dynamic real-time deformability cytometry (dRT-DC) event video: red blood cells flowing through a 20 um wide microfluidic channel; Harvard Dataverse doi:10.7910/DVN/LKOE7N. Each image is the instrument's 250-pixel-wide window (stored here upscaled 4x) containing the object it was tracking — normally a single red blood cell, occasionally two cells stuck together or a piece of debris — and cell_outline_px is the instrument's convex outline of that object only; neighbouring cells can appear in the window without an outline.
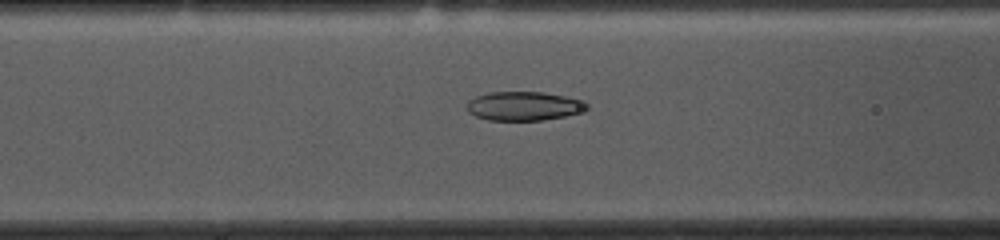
{"species": "common noctule bat (a hibernating species)", "species_latin": "Nyctalus noctula", "temperature_condition": "cold", "stored_images_in_passage": 54, "camera_frame_rate_fps": 3000, "um_per_image_px": 0.085, "animal": {"sex": "female", "body_mass_g": 10.0, "forearm_length_mm": 53.1}, "frame": {"image": 1, "passage_image": 20, "time_ms": 6.333, "image_size_px": [1000, 240], "cell_outline_px": [[588, 108], [564, 116], [540, 120], [488, 120], [476, 116], [468, 112], [468, 100], [476, 96], [492, 92], [544, 92], [564, 96], [588, 104]], "centroid_in_image_um": [44.46, 9.01], "position_along_channel_um": 122.1, "area_um2": 19.77}}
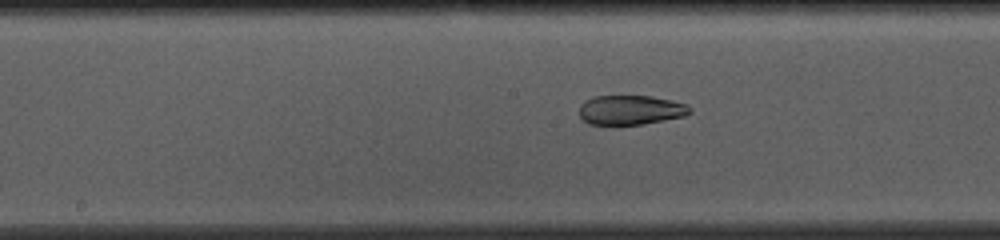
{"frame": {"image": 2, "passage_image": 26, "time_ms": 8.333, "image_size_px": [1000, 240], "cell_outline_px": [[692, 112], [684, 116], [644, 124], [616, 128], [588, 124], [580, 116], [580, 104], [584, 100], [592, 96], [652, 96], [672, 100], [688, 104], [692, 108]], "centroid_in_image_um": [53.57, 9.39], "position_along_channel_um": 194.6, "area_um2": 19.94}}
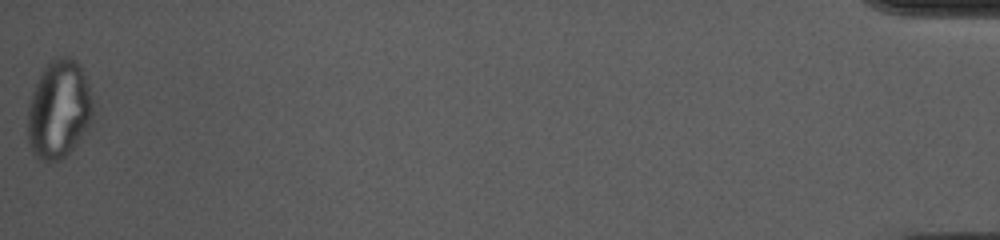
{"frame": {"image": 3, "passage_image": 54, "time_ms": 17.667, "image_size_px": [1000, 240], "cell_outline_px": [[92, 124], [76, 144], [60, 160], [40, 160], [32, 152], [28, 140], [28, 104], [32, 92], [40, 72], [52, 60], [60, 56], [68, 56], [76, 60], [80, 64], [88, 84], [92, 104]], "centroid_in_image_um": [5.0, 9.29], "position_along_channel_um": 430.2, "area_um2": 37.4}, "authors_computed_cell_mechanics": {"area_um2": 24.3916, "velocity_mm_per_s": 3.6243, "shape_relaxation_time_tau1_ms": null, "shape_relaxation_time_tau2_ms": 1.8166, "deformation_change_tau1": null, "deformation_change_tau2": 0.0737}}